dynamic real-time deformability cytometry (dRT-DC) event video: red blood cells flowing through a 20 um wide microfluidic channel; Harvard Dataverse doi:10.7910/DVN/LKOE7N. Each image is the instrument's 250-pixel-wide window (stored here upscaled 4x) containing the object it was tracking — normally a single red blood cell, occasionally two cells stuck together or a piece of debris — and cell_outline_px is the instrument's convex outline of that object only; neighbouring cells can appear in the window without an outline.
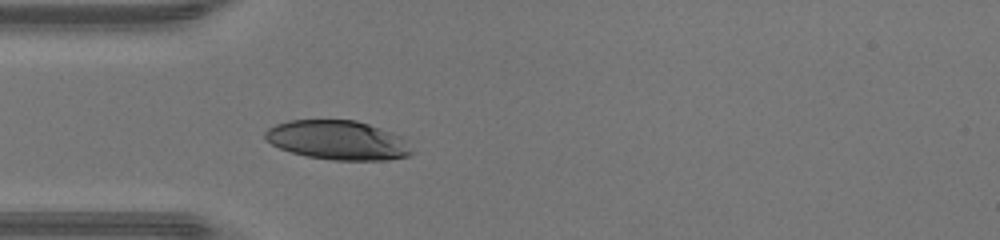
{"species": "human", "species_latin": "Homo sapiens", "temperature_condition": "warm", "stored_images_in_passage": 28, "camera_frame_rate_fps": 3000, "um_per_image_px": 0.085, "donor": {"sex": "male"}, "frame": {"image": 1, "passage_image": 1, "time_ms": 0.0, "image_size_px": [1000, 240], "cell_outline_px": [[416, 152], [408, 156], [388, 160], [332, 160], [308, 156], [292, 152], [280, 148], [264, 140], [264, 132], [268, 128], [276, 124], [288, 120], [356, 120], [392, 132], [400, 136]], "centroid_in_image_um": [28.71, 11.91], "position_along_channel_um": 56.3, "area_um2": 33.58}}
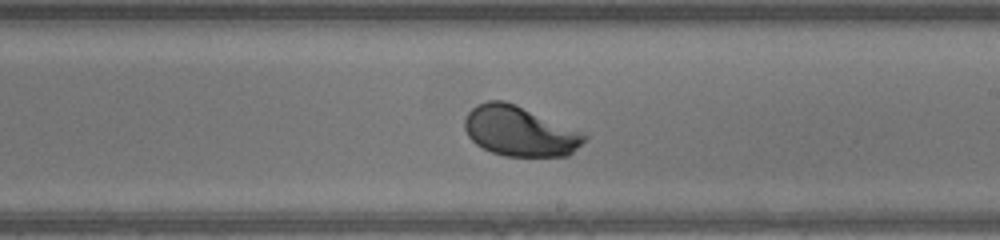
{"frame": {"image": 2, "passage_image": 14, "time_ms": 4.333, "image_size_px": [1000, 240], "cell_outline_px": [[588, 136], [568, 156], [504, 156], [492, 152], [476, 144], [468, 136], [464, 128], [464, 120], [468, 112], [476, 104], [488, 100], [504, 100], [516, 104]], "centroid_in_image_um": [44.09, 11.15], "position_along_channel_um": 244.9, "area_um2": 34.33}}
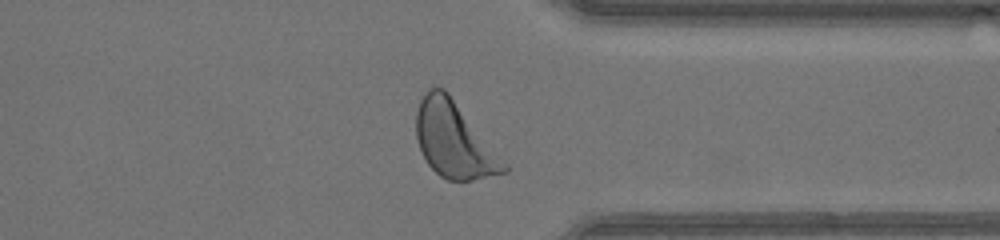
{"frame": {"image": 3, "passage_image": 23, "time_ms": 7.333, "image_size_px": [1000, 240], "cell_outline_px": [[508, 172], [472, 180], [448, 180], [440, 176], [428, 164], [420, 148], [416, 136], [416, 112], [420, 100], [428, 88], [444, 88], [448, 92], [508, 164]], "centroid_in_image_um": [38.6, 11.9], "position_along_channel_um": 372.8, "area_um2": 38.38}, "authors_computed_cell_mechanics": {"area_um2": 35.0846, "velocity_mm_per_s": 4.4126, "shape_relaxation_time_tau1_ms": 1.4399, "shape_relaxation_time_tau2_ms": null, "deformation_change_tau1": 0.1219, "deformation_change_tau2": null}}